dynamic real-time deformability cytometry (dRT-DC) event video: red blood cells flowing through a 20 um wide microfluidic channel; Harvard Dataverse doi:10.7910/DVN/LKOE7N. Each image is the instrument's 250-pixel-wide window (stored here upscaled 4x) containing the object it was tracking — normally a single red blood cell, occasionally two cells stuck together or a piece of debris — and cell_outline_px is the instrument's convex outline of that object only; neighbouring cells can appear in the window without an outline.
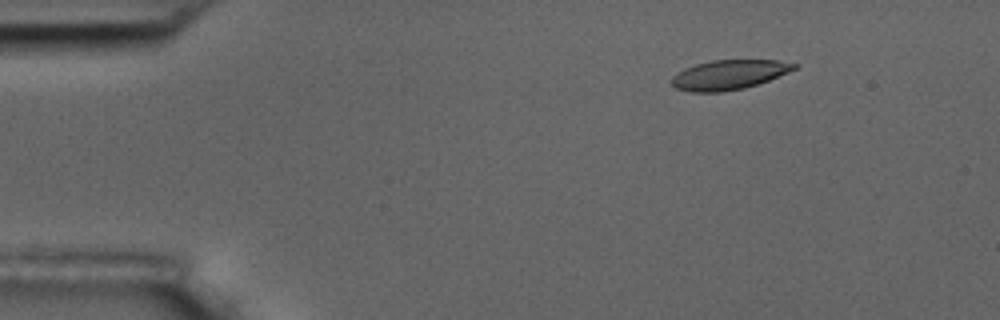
{"species": "common noctule bat (a hibernating species)", "species_latin": "Nyctalus noctula", "temperature_condition": "room temperature", "stored_images_in_passage": 7, "camera_frame_rate_fps": 3000, "um_per_image_px": 0.085, "animal": {"sex": "male", "body_mass_g": 17.5, "forearm_length_mm": 52.3}, "frame": {"image": 1, "passage_image": 2, "time_ms": 1.333, "image_size_px": [1000, 320], "cell_outline_px": [[800, 64], [796, 68], [788, 72], [768, 80], [744, 88], [720, 92], [692, 92], [676, 88], [672, 84], [672, 76], [676, 72], [684, 68], [696, 64], [712, 60], [776, 60]], "centroid_in_image_um": [61.94, 6.35], "position_along_channel_um": 23.1, "area_um2": 21.04}}
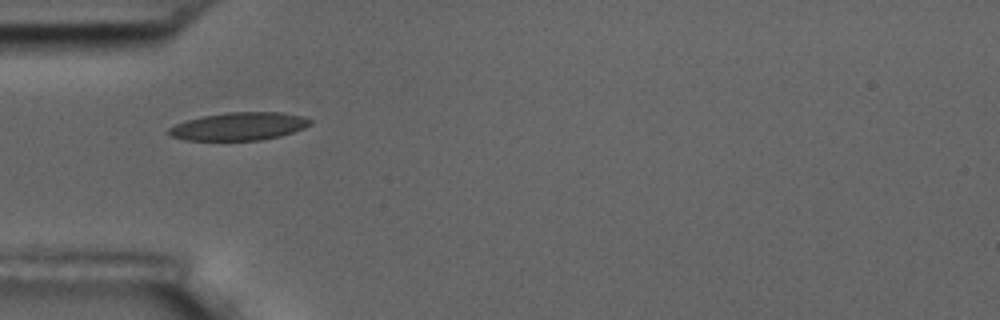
{"frame": {"image": 2, "passage_image": 5, "time_ms": 4.667, "image_size_px": [1000, 320], "cell_outline_px": [[312, 124], [304, 128], [280, 136], [260, 140], [184, 140], [172, 136], [164, 132], [168, 128], [176, 124], [188, 120], [204, 116], [228, 112], [284, 112], [300, 116], [312, 120]], "centroid_in_image_um": [20.31, 10.74], "position_along_channel_um": 64.7, "area_um2": 22.95}}